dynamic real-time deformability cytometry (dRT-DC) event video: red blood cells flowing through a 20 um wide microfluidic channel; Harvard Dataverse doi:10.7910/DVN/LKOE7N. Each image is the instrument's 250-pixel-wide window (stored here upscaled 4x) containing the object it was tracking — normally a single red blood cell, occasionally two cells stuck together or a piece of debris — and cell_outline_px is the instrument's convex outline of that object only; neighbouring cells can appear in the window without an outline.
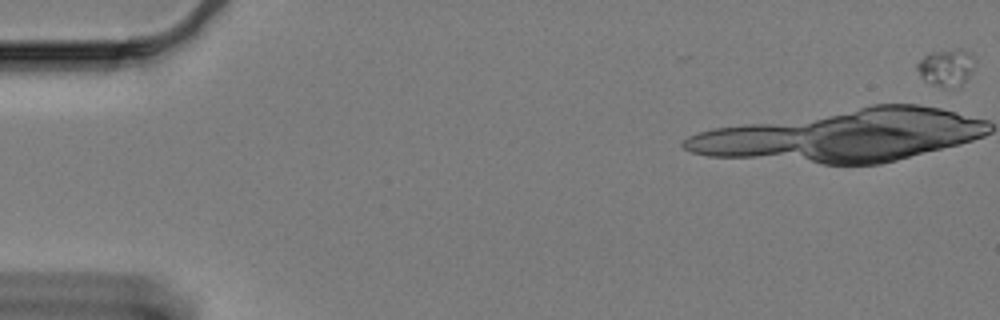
{"species": "Egyptian fruit bat (a non-hibernating species)", "species_latin": "Rousettus aegyptiacus", "temperature_condition": "cold", "stored_images_in_passage": 31, "segment_of_instrument_passage": [1, 2], "camera_frame_rate_fps": 3000, "um_per_image_px": 0.085, "animal": {"sex": "female"}, "frame": {"image": 1, "passage_image": 1, "time_ms": 0.0, "image_size_px": [1000, 320], "cell_outline_px": [[976, 60], [968, 76], [956, 88], [944, 88], [932, 84], [924, 80], [920, 76], [916, 68], [916, 64], [924, 56], [932, 52], [956, 48], [960, 48], [968, 52]], "centroid_in_image_um": [80.41, 5.73], "position_along_channel_um": 4.6, "area_um2": 12.43}}